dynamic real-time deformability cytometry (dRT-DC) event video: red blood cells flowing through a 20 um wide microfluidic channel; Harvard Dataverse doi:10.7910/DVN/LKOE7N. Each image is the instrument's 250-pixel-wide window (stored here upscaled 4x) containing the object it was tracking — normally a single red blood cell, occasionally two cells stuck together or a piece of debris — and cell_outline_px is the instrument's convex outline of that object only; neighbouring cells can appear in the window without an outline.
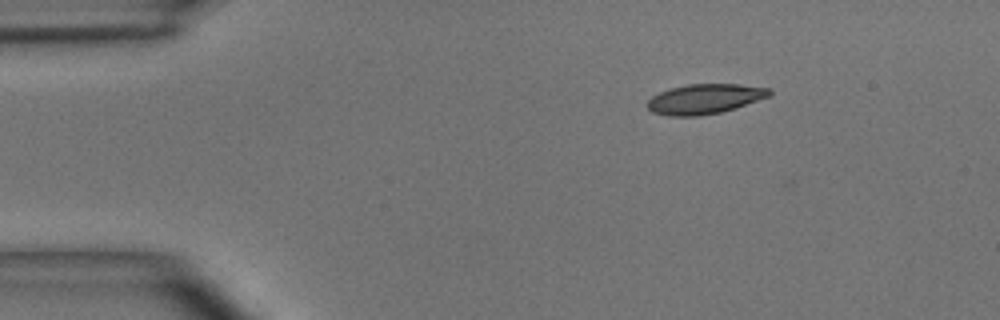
{"species": "common noctule bat (a hibernating species)", "species_latin": "Nyctalus noctula", "temperature_condition": "room temperature", "stored_images_in_passage": 3, "camera_frame_rate_fps": 3000, "um_per_image_px": 0.085, "animal": {"sex": "male", "body_mass_g": 15.6}, "frame": {"image": 1, "passage_image": 3, "time_ms": 0.667, "image_size_px": [1000, 320], "cell_outline_px": [[772, 96], [720, 112], [700, 116], [668, 116], [652, 112], [644, 104], [652, 96], [660, 92], [672, 88], [688, 84], [736, 84], [772, 88]], "centroid_in_image_um": [59.9, 8.41], "position_along_channel_um": 25.1, "area_um2": 21.33}}